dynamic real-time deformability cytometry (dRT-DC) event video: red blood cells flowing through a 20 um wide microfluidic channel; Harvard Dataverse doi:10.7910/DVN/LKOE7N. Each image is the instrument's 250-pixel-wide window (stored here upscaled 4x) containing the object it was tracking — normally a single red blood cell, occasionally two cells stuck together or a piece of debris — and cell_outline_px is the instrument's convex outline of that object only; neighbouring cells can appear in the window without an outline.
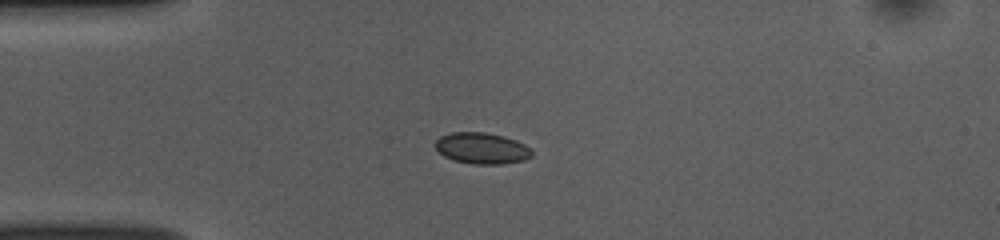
{"species": "common noctule bat (a hibernating species)", "species_latin": "Nyctalus noctula", "temperature_condition": "room temperature", "stored_images_in_passage": 40, "camera_frame_rate_fps": 3000, "um_per_image_px": 0.085, "animal": {"sex": "female", "body_mass_g": 10.0, "forearm_length_mm": 53.1}, "frame": {"image": 1, "passage_image": 1, "time_ms": 0.0, "image_size_px": [1000, 240], "cell_outline_px": [[532, 156], [524, 160], [504, 164], [472, 164], [452, 160], [444, 156], [432, 144], [440, 136], [452, 132], [484, 132], [504, 136], [516, 140], [524, 144], [532, 152]], "centroid_in_image_um": [40.93, 12.6], "position_along_channel_um": 44.1, "area_um2": 17.69}}
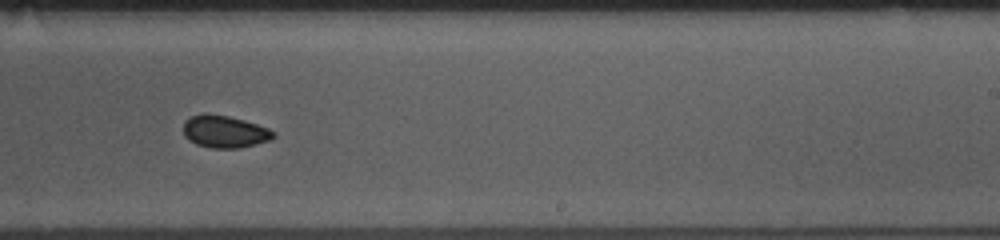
{"frame": {"image": 2, "passage_image": 20, "time_ms": 6.333, "image_size_px": [1000, 240], "cell_outline_px": [[276, 136], [272, 140], [240, 148], [212, 148], [196, 144], [188, 140], [184, 136], [184, 120], [192, 116], [204, 112], [228, 116], [244, 120], [268, 128], [276, 132]], "centroid_in_image_um": [19.1, 11.19], "position_along_channel_um": 269.9, "area_um2": 17.17}}
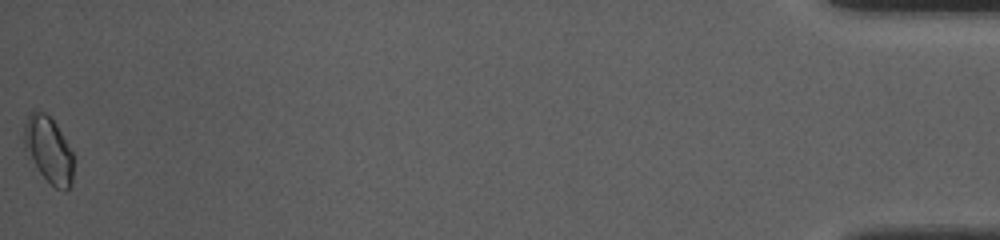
{"frame": {"image": 3, "passage_image": 40, "time_ms": 13.0, "image_size_px": [1000, 240], "cell_outline_px": [[72, 184], [64, 192], [56, 188], [40, 172], [24, 148], [24, 124], [28, 116], [36, 108], [44, 112], [56, 124], [72, 152]], "centroid_in_image_um": [4.12, 12.71], "position_along_channel_um": 431.1, "area_um2": 18.67}, "authors_computed_cell_mechanics": {"area_um2": 16.6753, "velocity_mm_per_s": 3.8541, "shape_relaxation_time_tau1_ms": 2.8875, "shape_relaxation_time_tau2_ms": null, "deformation_change_tau1": 0.0582, "deformation_change_tau2": null}}